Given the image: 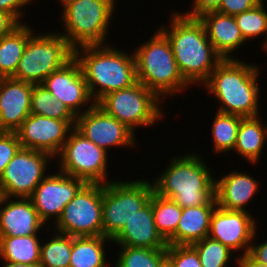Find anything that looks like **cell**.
Segmentation results:
<instances>
[{
  "label": "cell",
  "mask_w": 267,
  "mask_h": 267,
  "mask_svg": "<svg viewBox=\"0 0 267 267\" xmlns=\"http://www.w3.org/2000/svg\"><path fill=\"white\" fill-rule=\"evenodd\" d=\"M170 17V29L163 25L159 30L167 37L184 80L189 85H203L223 58L209 41L199 18L178 11Z\"/></svg>",
  "instance_id": "6da1fadb"
},
{
  "label": "cell",
  "mask_w": 267,
  "mask_h": 267,
  "mask_svg": "<svg viewBox=\"0 0 267 267\" xmlns=\"http://www.w3.org/2000/svg\"><path fill=\"white\" fill-rule=\"evenodd\" d=\"M85 184L83 179L59 171L54 175L47 174L29 198L45 224L52 217L56 223L65 206Z\"/></svg>",
  "instance_id": "9a60e30c"
},
{
  "label": "cell",
  "mask_w": 267,
  "mask_h": 267,
  "mask_svg": "<svg viewBox=\"0 0 267 267\" xmlns=\"http://www.w3.org/2000/svg\"><path fill=\"white\" fill-rule=\"evenodd\" d=\"M263 3L261 0L253 8L234 16L245 41L263 34L267 36V9Z\"/></svg>",
  "instance_id": "d6a6232c"
},
{
  "label": "cell",
  "mask_w": 267,
  "mask_h": 267,
  "mask_svg": "<svg viewBox=\"0 0 267 267\" xmlns=\"http://www.w3.org/2000/svg\"><path fill=\"white\" fill-rule=\"evenodd\" d=\"M118 246L166 249L167 241L157 231L150 201L126 223L125 227L112 239Z\"/></svg>",
  "instance_id": "ffe728a7"
},
{
  "label": "cell",
  "mask_w": 267,
  "mask_h": 267,
  "mask_svg": "<svg viewBox=\"0 0 267 267\" xmlns=\"http://www.w3.org/2000/svg\"><path fill=\"white\" fill-rule=\"evenodd\" d=\"M75 129L106 152L114 146H124V148L136 146L135 133L97 104L76 116Z\"/></svg>",
  "instance_id": "5bb4252c"
},
{
  "label": "cell",
  "mask_w": 267,
  "mask_h": 267,
  "mask_svg": "<svg viewBox=\"0 0 267 267\" xmlns=\"http://www.w3.org/2000/svg\"><path fill=\"white\" fill-rule=\"evenodd\" d=\"M159 267H174L173 264L165 258L159 265Z\"/></svg>",
  "instance_id": "ee69618b"
},
{
  "label": "cell",
  "mask_w": 267,
  "mask_h": 267,
  "mask_svg": "<svg viewBox=\"0 0 267 267\" xmlns=\"http://www.w3.org/2000/svg\"><path fill=\"white\" fill-rule=\"evenodd\" d=\"M31 114L65 121H76V116L41 84H34L31 97Z\"/></svg>",
  "instance_id": "f546056e"
},
{
  "label": "cell",
  "mask_w": 267,
  "mask_h": 267,
  "mask_svg": "<svg viewBox=\"0 0 267 267\" xmlns=\"http://www.w3.org/2000/svg\"><path fill=\"white\" fill-rule=\"evenodd\" d=\"M160 101L137 81L130 87L108 93L96 104L134 132L136 127L152 126L165 116Z\"/></svg>",
  "instance_id": "9c48e42d"
},
{
  "label": "cell",
  "mask_w": 267,
  "mask_h": 267,
  "mask_svg": "<svg viewBox=\"0 0 267 267\" xmlns=\"http://www.w3.org/2000/svg\"><path fill=\"white\" fill-rule=\"evenodd\" d=\"M5 265L2 267H41L40 265H28V264H21V263H12L3 261Z\"/></svg>",
  "instance_id": "7bdbcfd3"
},
{
  "label": "cell",
  "mask_w": 267,
  "mask_h": 267,
  "mask_svg": "<svg viewBox=\"0 0 267 267\" xmlns=\"http://www.w3.org/2000/svg\"><path fill=\"white\" fill-rule=\"evenodd\" d=\"M33 236H0V257L3 261L40 265L41 242Z\"/></svg>",
  "instance_id": "4316f807"
},
{
  "label": "cell",
  "mask_w": 267,
  "mask_h": 267,
  "mask_svg": "<svg viewBox=\"0 0 267 267\" xmlns=\"http://www.w3.org/2000/svg\"><path fill=\"white\" fill-rule=\"evenodd\" d=\"M34 84L3 77L0 81V131L15 132L31 114Z\"/></svg>",
  "instance_id": "ac0fdd59"
},
{
  "label": "cell",
  "mask_w": 267,
  "mask_h": 267,
  "mask_svg": "<svg viewBox=\"0 0 267 267\" xmlns=\"http://www.w3.org/2000/svg\"><path fill=\"white\" fill-rule=\"evenodd\" d=\"M33 30L26 23H21L11 33L0 39V76L2 78L12 77L15 74Z\"/></svg>",
  "instance_id": "d4e9b609"
},
{
  "label": "cell",
  "mask_w": 267,
  "mask_h": 267,
  "mask_svg": "<svg viewBox=\"0 0 267 267\" xmlns=\"http://www.w3.org/2000/svg\"><path fill=\"white\" fill-rule=\"evenodd\" d=\"M239 59L222 60L203 84L208 93L221 103L218 112L240 117L260 115V70Z\"/></svg>",
  "instance_id": "7a4b0ae2"
},
{
  "label": "cell",
  "mask_w": 267,
  "mask_h": 267,
  "mask_svg": "<svg viewBox=\"0 0 267 267\" xmlns=\"http://www.w3.org/2000/svg\"><path fill=\"white\" fill-rule=\"evenodd\" d=\"M44 224L30 198L0 196V236L37 235Z\"/></svg>",
  "instance_id": "d6986e66"
},
{
  "label": "cell",
  "mask_w": 267,
  "mask_h": 267,
  "mask_svg": "<svg viewBox=\"0 0 267 267\" xmlns=\"http://www.w3.org/2000/svg\"><path fill=\"white\" fill-rule=\"evenodd\" d=\"M249 254L258 262L267 265V241L260 244L251 243Z\"/></svg>",
  "instance_id": "60d3db41"
},
{
  "label": "cell",
  "mask_w": 267,
  "mask_h": 267,
  "mask_svg": "<svg viewBox=\"0 0 267 267\" xmlns=\"http://www.w3.org/2000/svg\"><path fill=\"white\" fill-rule=\"evenodd\" d=\"M60 3H62L61 5L64 6L66 3L73 1V0H59Z\"/></svg>",
  "instance_id": "bcb514c9"
},
{
  "label": "cell",
  "mask_w": 267,
  "mask_h": 267,
  "mask_svg": "<svg viewBox=\"0 0 267 267\" xmlns=\"http://www.w3.org/2000/svg\"><path fill=\"white\" fill-rule=\"evenodd\" d=\"M235 260L238 267H267L266 264L256 261L249 253L239 256Z\"/></svg>",
  "instance_id": "b9f144b4"
},
{
  "label": "cell",
  "mask_w": 267,
  "mask_h": 267,
  "mask_svg": "<svg viewBox=\"0 0 267 267\" xmlns=\"http://www.w3.org/2000/svg\"><path fill=\"white\" fill-rule=\"evenodd\" d=\"M251 213L215 207L208 237L221 242L233 252L249 253L252 240H255L257 225Z\"/></svg>",
  "instance_id": "2e32d148"
},
{
  "label": "cell",
  "mask_w": 267,
  "mask_h": 267,
  "mask_svg": "<svg viewBox=\"0 0 267 267\" xmlns=\"http://www.w3.org/2000/svg\"><path fill=\"white\" fill-rule=\"evenodd\" d=\"M243 117L218 112L212 122V142L216 153L233 151L239 125Z\"/></svg>",
  "instance_id": "f1b7e54d"
},
{
  "label": "cell",
  "mask_w": 267,
  "mask_h": 267,
  "mask_svg": "<svg viewBox=\"0 0 267 267\" xmlns=\"http://www.w3.org/2000/svg\"><path fill=\"white\" fill-rule=\"evenodd\" d=\"M137 81L160 100L184 91L189 84L182 77L167 37L157 29L151 38L133 50ZM163 96V98H162ZM162 98V99H161Z\"/></svg>",
  "instance_id": "5b68a950"
},
{
  "label": "cell",
  "mask_w": 267,
  "mask_h": 267,
  "mask_svg": "<svg viewBox=\"0 0 267 267\" xmlns=\"http://www.w3.org/2000/svg\"><path fill=\"white\" fill-rule=\"evenodd\" d=\"M255 117L242 118L236 137L234 152L247 159L252 165L257 163L261 157L265 141L267 139V126Z\"/></svg>",
  "instance_id": "cb8c5ba5"
},
{
  "label": "cell",
  "mask_w": 267,
  "mask_h": 267,
  "mask_svg": "<svg viewBox=\"0 0 267 267\" xmlns=\"http://www.w3.org/2000/svg\"><path fill=\"white\" fill-rule=\"evenodd\" d=\"M74 58V48L58 32L32 34L27 40L17 70L12 78L41 84L54 71Z\"/></svg>",
  "instance_id": "52a82bcc"
},
{
  "label": "cell",
  "mask_w": 267,
  "mask_h": 267,
  "mask_svg": "<svg viewBox=\"0 0 267 267\" xmlns=\"http://www.w3.org/2000/svg\"><path fill=\"white\" fill-rule=\"evenodd\" d=\"M199 156L173 157L168 168L152 180L154 192L182 208L206 205L215 196L216 178Z\"/></svg>",
  "instance_id": "277c9868"
},
{
  "label": "cell",
  "mask_w": 267,
  "mask_h": 267,
  "mask_svg": "<svg viewBox=\"0 0 267 267\" xmlns=\"http://www.w3.org/2000/svg\"><path fill=\"white\" fill-rule=\"evenodd\" d=\"M115 4V0H73L66 3L62 7L61 16L66 32L59 34L63 35L74 49L88 45H104Z\"/></svg>",
  "instance_id": "8992f818"
},
{
  "label": "cell",
  "mask_w": 267,
  "mask_h": 267,
  "mask_svg": "<svg viewBox=\"0 0 267 267\" xmlns=\"http://www.w3.org/2000/svg\"><path fill=\"white\" fill-rule=\"evenodd\" d=\"M198 18L205 27L209 41L223 60L238 59L231 54L236 52L246 41L241 35L235 17L210 11Z\"/></svg>",
  "instance_id": "44dd1931"
},
{
  "label": "cell",
  "mask_w": 267,
  "mask_h": 267,
  "mask_svg": "<svg viewBox=\"0 0 267 267\" xmlns=\"http://www.w3.org/2000/svg\"><path fill=\"white\" fill-rule=\"evenodd\" d=\"M59 171L83 179L86 183L107 184L108 152L86 139L75 128L59 153Z\"/></svg>",
  "instance_id": "8fae6325"
},
{
  "label": "cell",
  "mask_w": 267,
  "mask_h": 267,
  "mask_svg": "<svg viewBox=\"0 0 267 267\" xmlns=\"http://www.w3.org/2000/svg\"><path fill=\"white\" fill-rule=\"evenodd\" d=\"M166 258L174 267H202L196 250L191 245H169Z\"/></svg>",
  "instance_id": "e575fe53"
},
{
  "label": "cell",
  "mask_w": 267,
  "mask_h": 267,
  "mask_svg": "<svg viewBox=\"0 0 267 267\" xmlns=\"http://www.w3.org/2000/svg\"><path fill=\"white\" fill-rule=\"evenodd\" d=\"M20 148L16 132L0 131V177Z\"/></svg>",
  "instance_id": "d590c367"
},
{
  "label": "cell",
  "mask_w": 267,
  "mask_h": 267,
  "mask_svg": "<svg viewBox=\"0 0 267 267\" xmlns=\"http://www.w3.org/2000/svg\"><path fill=\"white\" fill-rule=\"evenodd\" d=\"M265 41L262 43L263 50L267 52V37H264Z\"/></svg>",
  "instance_id": "f6af8a7d"
},
{
  "label": "cell",
  "mask_w": 267,
  "mask_h": 267,
  "mask_svg": "<svg viewBox=\"0 0 267 267\" xmlns=\"http://www.w3.org/2000/svg\"><path fill=\"white\" fill-rule=\"evenodd\" d=\"M54 233L51 240L41 243L40 266L69 267L73 237L58 232Z\"/></svg>",
  "instance_id": "4dcf8cb0"
},
{
  "label": "cell",
  "mask_w": 267,
  "mask_h": 267,
  "mask_svg": "<svg viewBox=\"0 0 267 267\" xmlns=\"http://www.w3.org/2000/svg\"><path fill=\"white\" fill-rule=\"evenodd\" d=\"M259 183L251 175L233 170L215 180V197L222 209L245 211V206L255 198Z\"/></svg>",
  "instance_id": "7402d4cb"
},
{
  "label": "cell",
  "mask_w": 267,
  "mask_h": 267,
  "mask_svg": "<svg viewBox=\"0 0 267 267\" xmlns=\"http://www.w3.org/2000/svg\"><path fill=\"white\" fill-rule=\"evenodd\" d=\"M191 246L198 253L202 267H226L234 255L228 247L209 237Z\"/></svg>",
  "instance_id": "836d02e7"
},
{
  "label": "cell",
  "mask_w": 267,
  "mask_h": 267,
  "mask_svg": "<svg viewBox=\"0 0 267 267\" xmlns=\"http://www.w3.org/2000/svg\"><path fill=\"white\" fill-rule=\"evenodd\" d=\"M76 121H65L38 114H30L15 131L22 148L59 156Z\"/></svg>",
  "instance_id": "4fadbf2b"
},
{
  "label": "cell",
  "mask_w": 267,
  "mask_h": 267,
  "mask_svg": "<svg viewBox=\"0 0 267 267\" xmlns=\"http://www.w3.org/2000/svg\"><path fill=\"white\" fill-rule=\"evenodd\" d=\"M107 241L112 242L104 236L73 237L69 267H108L104 250Z\"/></svg>",
  "instance_id": "484cf974"
},
{
  "label": "cell",
  "mask_w": 267,
  "mask_h": 267,
  "mask_svg": "<svg viewBox=\"0 0 267 267\" xmlns=\"http://www.w3.org/2000/svg\"><path fill=\"white\" fill-rule=\"evenodd\" d=\"M152 211L157 231L167 241L177 230L182 207L172 199L152 194Z\"/></svg>",
  "instance_id": "83f0119b"
},
{
  "label": "cell",
  "mask_w": 267,
  "mask_h": 267,
  "mask_svg": "<svg viewBox=\"0 0 267 267\" xmlns=\"http://www.w3.org/2000/svg\"><path fill=\"white\" fill-rule=\"evenodd\" d=\"M41 85L53 97L64 103L75 116L86 111L83 109L86 104L87 110L96 104L89 93L80 64L75 57L45 78Z\"/></svg>",
  "instance_id": "e0dca14e"
},
{
  "label": "cell",
  "mask_w": 267,
  "mask_h": 267,
  "mask_svg": "<svg viewBox=\"0 0 267 267\" xmlns=\"http://www.w3.org/2000/svg\"><path fill=\"white\" fill-rule=\"evenodd\" d=\"M153 192V184L148 179L115 180L103 184V236L112 240L136 212L150 201Z\"/></svg>",
  "instance_id": "ba28073f"
},
{
  "label": "cell",
  "mask_w": 267,
  "mask_h": 267,
  "mask_svg": "<svg viewBox=\"0 0 267 267\" xmlns=\"http://www.w3.org/2000/svg\"><path fill=\"white\" fill-rule=\"evenodd\" d=\"M118 49L107 43L74 49V57L80 64L95 103L108 93L130 87L137 82L134 53L128 55Z\"/></svg>",
  "instance_id": "3957f363"
},
{
  "label": "cell",
  "mask_w": 267,
  "mask_h": 267,
  "mask_svg": "<svg viewBox=\"0 0 267 267\" xmlns=\"http://www.w3.org/2000/svg\"><path fill=\"white\" fill-rule=\"evenodd\" d=\"M115 267H159L166 258V249L120 246Z\"/></svg>",
  "instance_id": "1f68e13d"
},
{
  "label": "cell",
  "mask_w": 267,
  "mask_h": 267,
  "mask_svg": "<svg viewBox=\"0 0 267 267\" xmlns=\"http://www.w3.org/2000/svg\"><path fill=\"white\" fill-rule=\"evenodd\" d=\"M193 2V9H191V11H189L188 13L186 12L184 14L190 17L198 18L204 13L216 11L222 3V0H194Z\"/></svg>",
  "instance_id": "f35d334b"
},
{
  "label": "cell",
  "mask_w": 267,
  "mask_h": 267,
  "mask_svg": "<svg viewBox=\"0 0 267 267\" xmlns=\"http://www.w3.org/2000/svg\"><path fill=\"white\" fill-rule=\"evenodd\" d=\"M103 184L86 183L65 206L55 232L72 237L103 236Z\"/></svg>",
  "instance_id": "30bf717a"
},
{
  "label": "cell",
  "mask_w": 267,
  "mask_h": 267,
  "mask_svg": "<svg viewBox=\"0 0 267 267\" xmlns=\"http://www.w3.org/2000/svg\"><path fill=\"white\" fill-rule=\"evenodd\" d=\"M31 2L32 0H0V11L13 15L20 23H23L20 21L24 17L23 7Z\"/></svg>",
  "instance_id": "74e56055"
},
{
  "label": "cell",
  "mask_w": 267,
  "mask_h": 267,
  "mask_svg": "<svg viewBox=\"0 0 267 267\" xmlns=\"http://www.w3.org/2000/svg\"><path fill=\"white\" fill-rule=\"evenodd\" d=\"M217 206L214 196L206 205L182 208L176 232L167 240L169 245H192L208 237L211 215Z\"/></svg>",
  "instance_id": "603a6c76"
},
{
  "label": "cell",
  "mask_w": 267,
  "mask_h": 267,
  "mask_svg": "<svg viewBox=\"0 0 267 267\" xmlns=\"http://www.w3.org/2000/svg\"><path fill=\"white\" fill-rule=\"evenodd\" d=\"M20 24L13 15L0 11V39L11 33Z\"/></svg>",
  "instance_id": "ab89813d"
},
{
  "label": "cell",
  "mask_w": 267,
  "mask_h": 267,
  "mask_svg": "<svg viewBox=\"0 0 267 267\" xmlns=\"http://www.w3.org/2000/svg\"><path fill=\"white\" fill-rule=\"evenodd\" d=\"M261 0H222L217 12L235 16L253 8Z\"/></svg>",
  "instance_id": "8d00e7d4"
},
{
  "label": "cell",
  "mask_w": 267,
  "mask_h": 267,
  "mask_svg": "<svg viewBox=\"0 0 267 267\" xmlns=\"http://www.w3.org/2000/svg\"><path fill=\"white\" fill-rule=\"evenodd\" d=\"M52 158L48 153L21 147L0 177V196L29 198L47 176Z\"/></svg>",
  "instance_id": "7c38bea8"
}]
</instances>
